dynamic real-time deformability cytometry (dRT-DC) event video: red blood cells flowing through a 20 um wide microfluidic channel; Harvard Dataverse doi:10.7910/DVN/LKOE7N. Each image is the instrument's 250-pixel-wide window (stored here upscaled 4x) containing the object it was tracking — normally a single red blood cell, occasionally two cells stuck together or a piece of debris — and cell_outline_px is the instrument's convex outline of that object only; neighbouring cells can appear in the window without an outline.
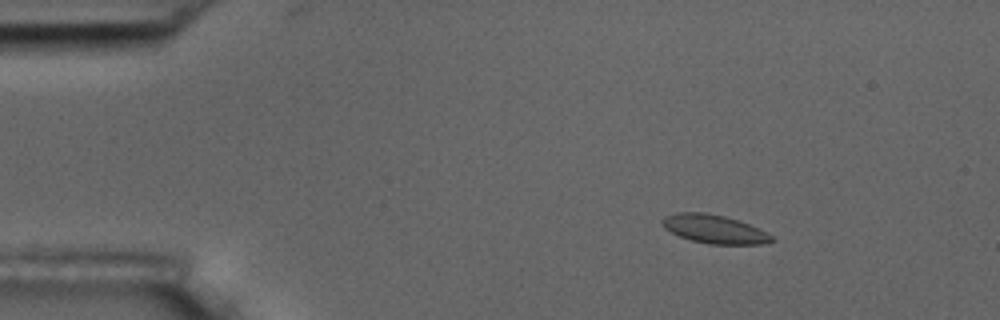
{"species": "common noctule bat (a hibernating species)", "species_latin": "Nyctalus noctula", "temperature_condition": "room temperature", "stored_images_in_passage": 9, "camera_frame_rate_fps": 3000, "um_per_image_px": 0.085, "animal": {"sex": "male", "body_mass_g": 17.5, "forearm_length_mm": 52.3}, "frame": {"image": 1, "passage_image": 3, "time_ms": 2.333, "image_size_px": [1000, 320], "cell_outline_px": [[776, 240], [764, 244], [708, 244], [692, 240], [680, 236], [664, 228], [664, 216], [676, 212], [708, 212], [724, 216], [748, 224], [772, 236]], "centroid_in_image_um": [60.71, 19.47], "position_along_channel_um": 24.3, "area_um2": 17.92}}
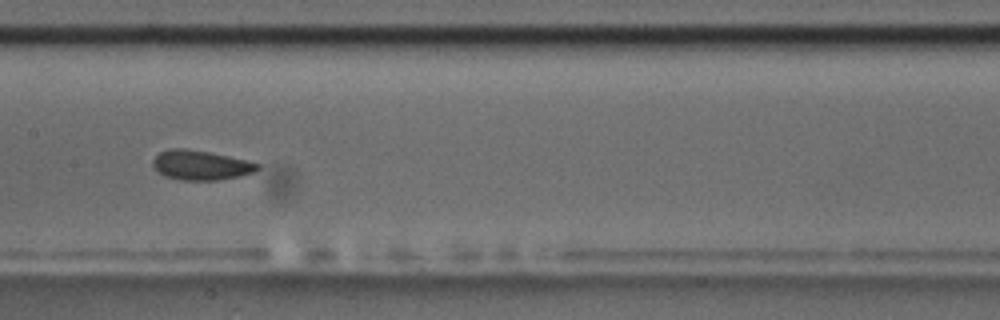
{"frame": {"image": 2, "passage_image": 8, "time_ms": 9.0, "image_size_px": [1000, 320], "cell_outline_px": [[260, 168], [252, 172], [240, 176], [216, 180], [180, 180], [164, 176], [152, 164], [152, 160], [160, 152], [172, 148], [184, 148], [208, 152], [228, 156], [260, 164]], "centroid_in_image_um": [17.05, 14.04], "position_along_channel_um": 190.4, "area_um2": 17.8}}
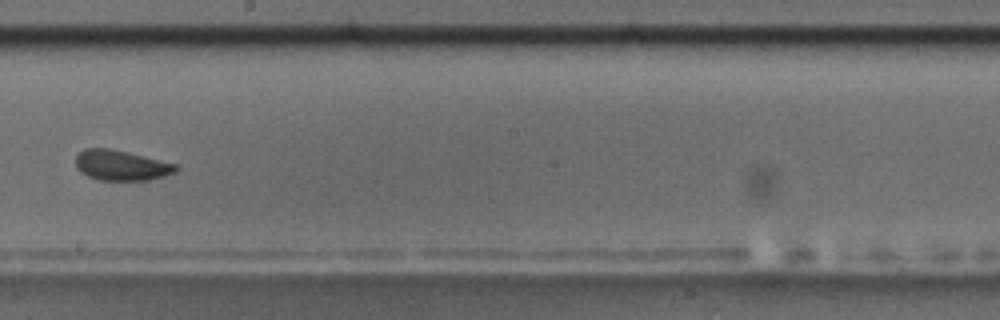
{"frame": {"image": 3, "passage_image": 9, "time_ms": 10.333, "image_size_px": [1000, 320], "cell_outline_px": [[180, 168], [176, 172], [164, 176], [148, 180], [100, 180], [88, 176], [80, 172], [76, 168], [76, 156], [84, 148], [108, 148], [128, 152], [180, 164]], "centroid_in_image_um": [10.35, 14.05], "position_along_channel_um": 237.8, "area_um2": 17.92}}